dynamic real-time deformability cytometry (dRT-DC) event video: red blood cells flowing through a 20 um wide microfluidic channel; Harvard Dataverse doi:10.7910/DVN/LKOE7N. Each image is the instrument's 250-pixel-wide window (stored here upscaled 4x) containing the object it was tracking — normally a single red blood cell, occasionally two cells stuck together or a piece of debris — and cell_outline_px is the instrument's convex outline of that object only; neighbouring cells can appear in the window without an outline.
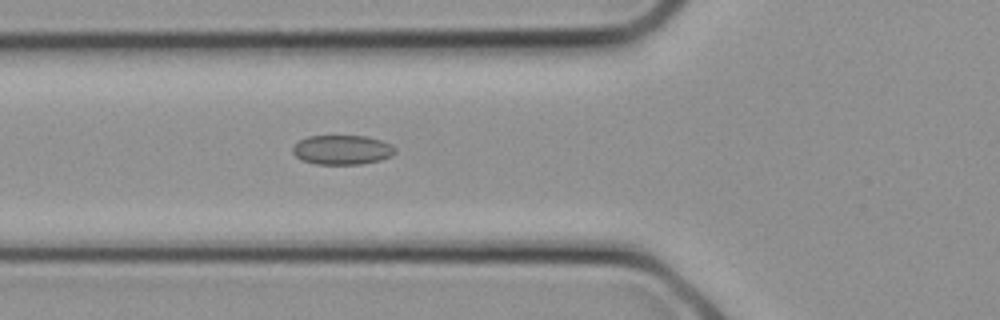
{"species": "common noctule bat (a hibernating species)", "species_latin": "Nyctalus noctula", "temperature_condition": "cold", "stored_images_in_passage": 10, "camera_frame_rate_fps": 3000, "um_per_image_px": 0.085, "animal": {"sex": "female", "body_mass_g": 21.9}, "frame": {"image": 1, "passage_image": 10, "time_ms": 3.0, "image_size_px": [1000, 320], "cell_outline_px": [[396, 152], [392, 156], [380, 160], [360, 164], [316, 164], [300, 160], [292, 152], [292, 148], [300, 140], [308, 136], [368, 136], [392, 144], [396, 148]], "centroid_in_image_um": [29.1, 12.74], "position_along_channel_um": 96.7, "area_um2": 17.69}}